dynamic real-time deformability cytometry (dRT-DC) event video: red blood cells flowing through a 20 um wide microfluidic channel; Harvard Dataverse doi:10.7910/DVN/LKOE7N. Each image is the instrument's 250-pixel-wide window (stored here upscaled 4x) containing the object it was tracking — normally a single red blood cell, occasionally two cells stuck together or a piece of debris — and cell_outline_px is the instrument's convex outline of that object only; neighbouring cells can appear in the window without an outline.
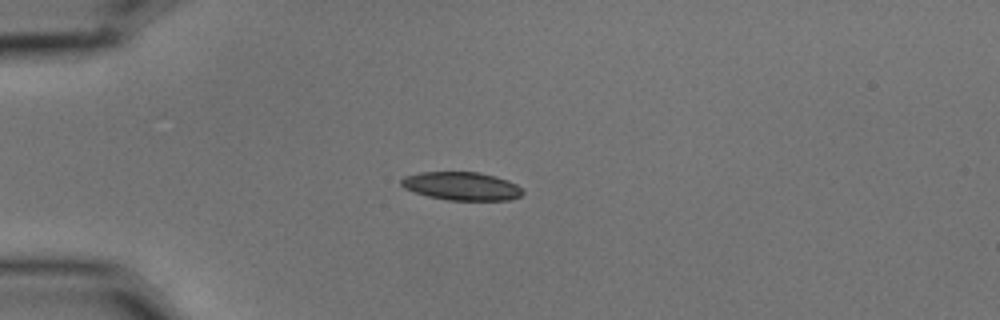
{"species": "common noctule bat (a hibernating species)", "species_latin": "Nyctalus noctula", "temperature_condition": "cold", "stored_images_in_passage": 4, "camera_frame_rate_fps": 3000, "um_per_image_px": 0.085, "animal": {"sex": "male", "body_mass_g": 15.6}, "frame": {"image": 1, "passage_image": 3, "time_ms": 0.667, "image_size_px": [1000, 320], "cell_outline_px": [[524, 192], [520, 196], [508, 200], [448, 200], [428, 196], [412, 192], [404, 188], [400, 184], [400, 180], [404, 176], [420, 172], [480, 172], [496, 176], [508, 180], [516, 184]], "centroid_in_image_um": [39.21, 15.81], "position_along_channel_um": 45.8, "area_um2": 20.11}}